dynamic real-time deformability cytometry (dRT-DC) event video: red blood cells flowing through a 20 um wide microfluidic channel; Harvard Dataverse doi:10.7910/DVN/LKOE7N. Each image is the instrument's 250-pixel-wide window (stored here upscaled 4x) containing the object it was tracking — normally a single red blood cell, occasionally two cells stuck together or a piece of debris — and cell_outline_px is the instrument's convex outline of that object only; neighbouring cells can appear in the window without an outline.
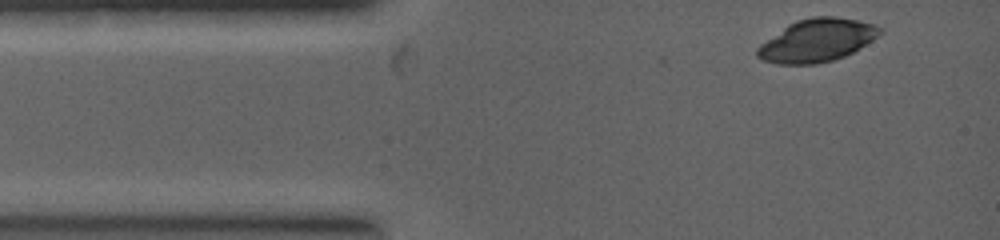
{"species": "common noctule bat (a hibernating species)", "species_latin": "Nyctalus noctula", "temperature_condition": "warm", "stored_images_in_passage": 2, "camera_frame_rate_fps": 5000, "um_per_image_px": 0.085, "animal": {"sex": "female", "body_mass_g": 19.0, "forearm_length_mm": 53.3}, "frame": {"image": 1, "passage_image": 1, "time_ms": 0.0, "image_size_px": [1000, 240], "cell_outline_px": [[884, 32], [872, 40], [852, 52], [844, 56], [832, 60], [816, 64], [776, 64], [764, 60], [756, 56], [756, 48], [760, 44], [788, 24], [796, 20], [812, 16], [832, 16], [856, 20], [872, 24], [880, 28]], "centroid_in_image_um": [69.41, 3.43], "position_along_channel_um": 15.6, "area_um2": 30.4}}